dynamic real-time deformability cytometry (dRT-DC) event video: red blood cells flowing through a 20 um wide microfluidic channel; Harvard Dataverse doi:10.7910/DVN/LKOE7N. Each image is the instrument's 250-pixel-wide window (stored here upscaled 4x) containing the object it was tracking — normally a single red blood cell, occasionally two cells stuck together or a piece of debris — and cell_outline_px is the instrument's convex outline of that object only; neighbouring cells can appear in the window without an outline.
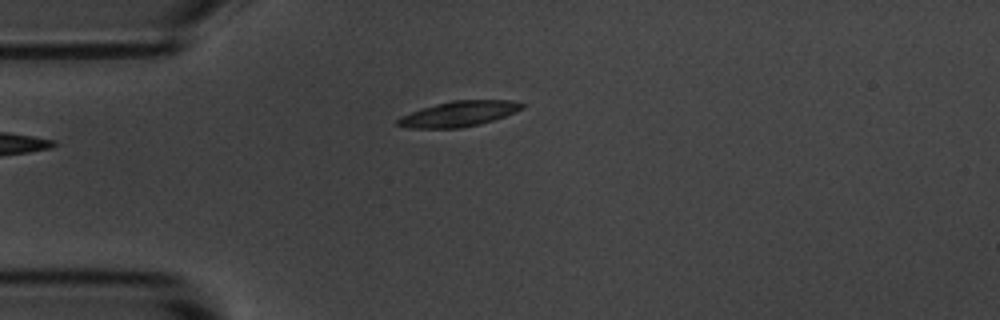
{"species": "common noctule bat (a hibernating species)", "species_latin": "Nyctalus noctula", "temperature_condition": "room temperature", "stored_images_in_passage": 5, "camera_frame_rate_fps": 3000, "um_per_image_px": 0.085, "animal": {"sex": "male", "body_mass_g": 20.1, "forearm_length_mm": 53.5}, "frame": {"image": 1, "passage_image": 5, "time_ms": 4.333, "image_size_px": [1000, 320], "cell_outline_px": [[524, 108], [504, 116], [480, 124], [460, 128], [408, 128], [396, 124], [396, 120], [400, 116], [420, 108], [452, 100], [512, 100], [524, 104]], "centroid_in_image_um": [38.96, 9.67], "position_along_channel_um": 46.0, "area_um2": 18.38}}